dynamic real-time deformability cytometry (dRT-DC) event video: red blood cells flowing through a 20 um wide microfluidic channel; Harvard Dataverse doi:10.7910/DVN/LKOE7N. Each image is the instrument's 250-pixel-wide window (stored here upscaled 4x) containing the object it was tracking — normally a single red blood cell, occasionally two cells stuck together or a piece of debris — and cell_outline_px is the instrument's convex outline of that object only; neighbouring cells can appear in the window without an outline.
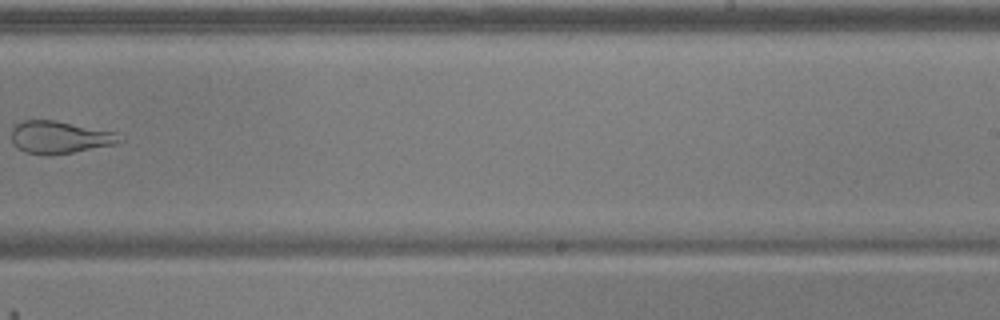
{"species": "common noctule bat (a hibernating species)", "species_latin": "Nyctalus noctula", "temperature_condition": "warm", "stored_images_in_passage": 7, "camera_frame_rate_fps": 3000, "um_per_image_px": 0.085, "animal": {"sex": "male", "body_mass_g": 17.9, "forearm_length_mm": 54.2}, "frame": {"image": 1, "passage_image": 7, "time_ms": 2.0, "image_size_px": [1000, 320], "cell_outline_px": [[124, 140], [120, 144], [48, 156], [44, 156], [24, 152], [16, 148], [12, 140], [12, 124], [24, 120], [56, 120], [116, 132], [124, 136]], "centroid_in_image_um": [5.1, 11.67], "position_along_channel_um": 283.9, "area_um2": 21.04}}